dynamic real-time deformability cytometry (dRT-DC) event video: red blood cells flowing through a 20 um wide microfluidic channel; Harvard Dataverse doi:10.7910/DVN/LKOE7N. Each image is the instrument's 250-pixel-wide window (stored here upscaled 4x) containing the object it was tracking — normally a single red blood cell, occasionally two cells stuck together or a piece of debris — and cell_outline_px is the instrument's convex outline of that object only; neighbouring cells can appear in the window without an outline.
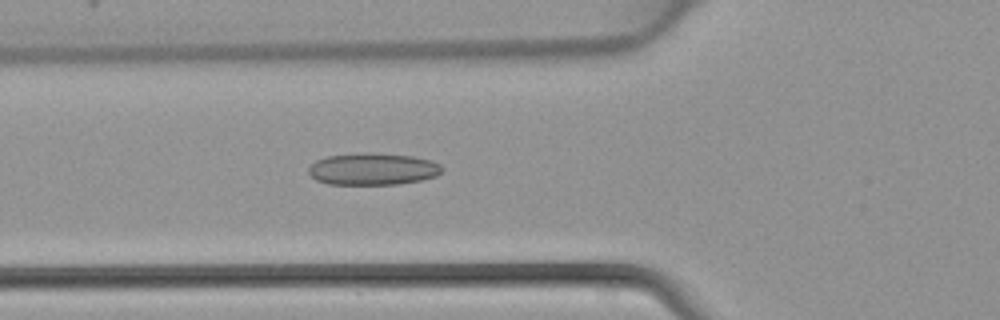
{"species": "common noctule bat (a hibernating species)", "species_latin": "Nyctalus noctula", "temperature_condition": "warm", "stored_images_in_passage": 41, "camera_frame_rate_fps": 3000, "um_per_image_px": 0.085, "animal": {"sex": "female", "body_mass_g": 22.7, "forearm_length_mm": 54.2}, "frame": {"image": 1, "passage_image": 13, "time_ms": 4.0, "image_size_px": [1000, 320], "cell_outline_px": [[444, 168], [436, 176], [420, 180], [396, 184], [328, 184], [316, 180], [308, 172], [308, 168], [316, 160], [328, 156], [364, 152], [372, 152], [412, 156], [432, 160], [440, 164]], "centroid_in_image_um": [31.69, 14.35], "position_along_channel_um": 94.1, "area_um2": 24.91}}
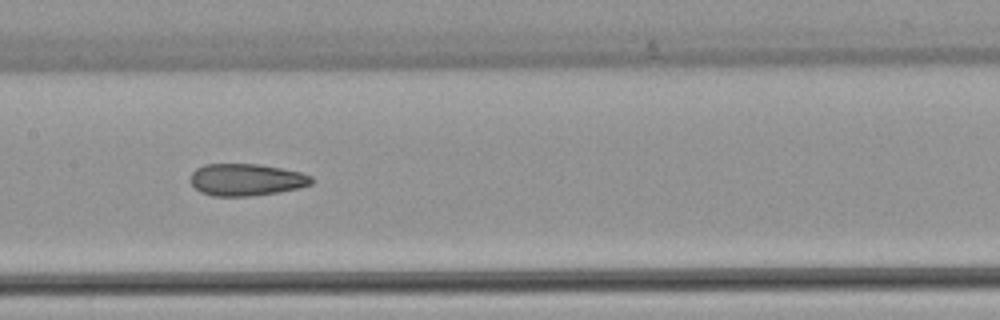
{"frame": {"image": 2, "passage_image": 19, "time_ms": 6.0, "image_size_px": [1000, 320], "cell_outline_px": [[312, 184], [296, 188], [276, 192], [252, 196], [212, 196], [200, 192], [192, 184], [192, 172], [196, 168], [204, 164], [260, 164], [300, 172], [312, 176]], "centroid_in_image_um": [20.92, 15.27], "position_along_channel_um": 186.5, "area_um2": 22.43}}
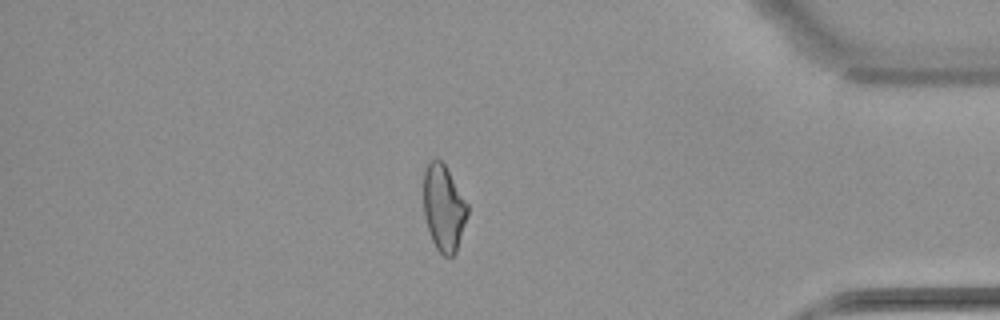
{"frame": {"image": 3, "passage_image": 35, "time_ms": 11.333, "image_size_px": [1000, 320], "cell_outline_px": [[468, 216], [456, 252], [452, 256], [444, 256], [436, 248], [432, 240], [424, 216], [424, 172], [428, 160], [440, 160], [444, 164], [468, 204]], "centroid_in_image_um": [37.72, 17.69], "position_along_channel_um": 397.5, "area_um2": 21.96}}